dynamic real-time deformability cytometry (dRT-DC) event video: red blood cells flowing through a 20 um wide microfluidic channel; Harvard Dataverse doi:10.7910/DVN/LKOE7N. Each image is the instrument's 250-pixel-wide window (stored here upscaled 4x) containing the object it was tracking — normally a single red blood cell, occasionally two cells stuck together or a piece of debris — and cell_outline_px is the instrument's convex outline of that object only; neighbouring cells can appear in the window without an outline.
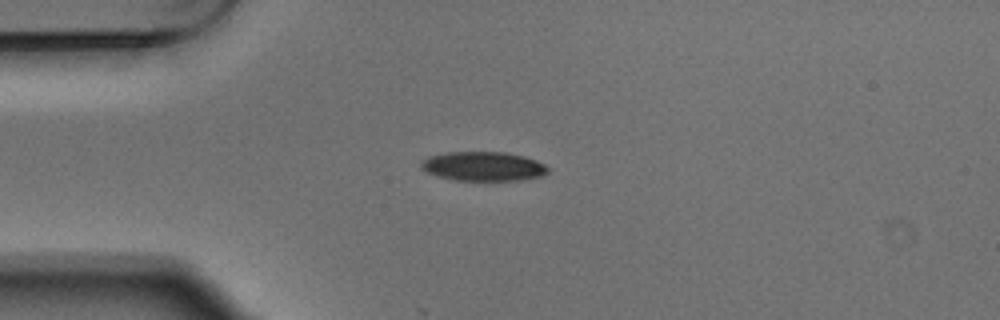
{"species": "Egyptian fruit bat (a non-hibernating species)", "species_latin": "Rousettus aegyptiacus", "temperature_condition": "warm", "stored_images_in_passage": 7, "camera_frame_rate_fps": 3000, "um_per_image_px": 0.085, "animal": {"sex": "male"}, "frame": {"image": 1, "passage_image": 3, "time_ms": 0.667, "image_size_px": [1000, 320], "cell_outline_px": [[548, 172], [540, 176], [516, 180], [452, 180], [436, 176], [420, 168], [420, 160], [428, 156], [444, 152], [504, 152], [524, 156], [536, 160], [544, 164], [548, 168]], "centroid_in_image_um": [41.01, 14.13], "position_along_channel_um": 44.0, "area_um2": 21.68}}
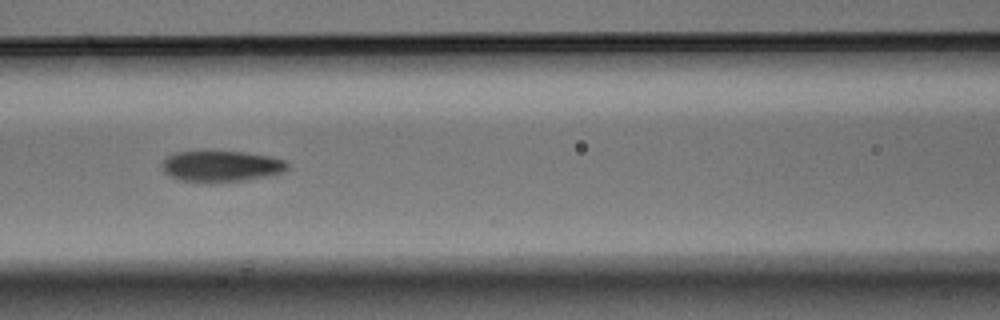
{"frame": {"image": 2, "passage_image": 6, "time_ms": 1.667, "image_size_px": [1000, 320], "cell_outline_px": [[288, 168], [284, 172], [276, 176], [248, 180], [212, 184], [208, 184], [180, 180], [168, 176], [160, 168], [160, 164], [164, 156], [176, 152], [204, 148], [244, 152], [272, 156], [284, 160], [288, 164]], "centroid_in_image_um": [18.75, 14.11], "position_along_channel_um": 147.8, "area_um2": 24.62}}
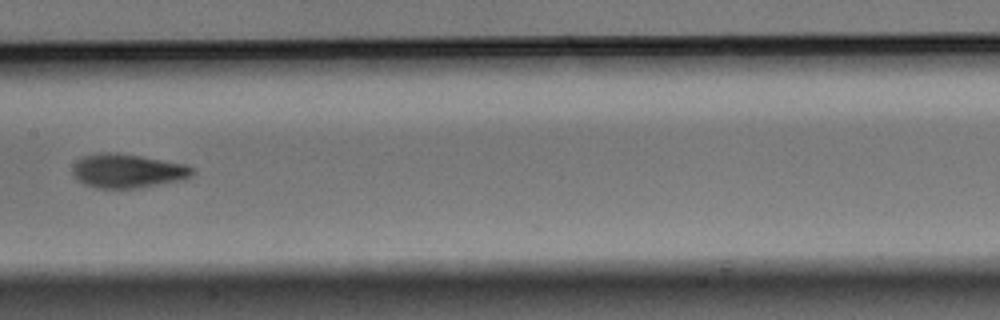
{"frame": {"image": 3, "passage_image": 7, "time_ms": 2.0, "image_size_px": [1000, 320], "cell_outline_px": [[196, 172], [188, 180], [136, 188], [96, 188], [84, 184], [76, 180], [72, 176], [72, 168], [76, 160], [84, 156], [100, 152], [116, 152], [140, 156], [180, 164], [196, 168]], "centroid_in_image_um": [10.84, 14.54], "position_along_channel_um": 196.6, "area_um2": 24.04}}